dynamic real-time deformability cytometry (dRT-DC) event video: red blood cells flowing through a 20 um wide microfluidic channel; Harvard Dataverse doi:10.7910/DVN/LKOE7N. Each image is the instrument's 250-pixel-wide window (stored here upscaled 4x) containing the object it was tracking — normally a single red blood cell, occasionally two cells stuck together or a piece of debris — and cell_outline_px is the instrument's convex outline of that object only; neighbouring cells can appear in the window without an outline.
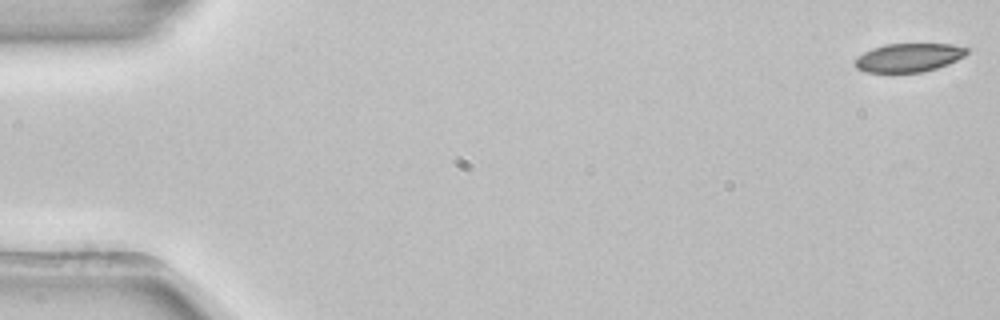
{"species": "common noctule bat (a hibernating species)", "species_latin": "Nyctalus noctula", "temperature_condition": "room temperature", "stored_images_in_passage": 53, "camera_frame_rate_fps": 3000, "um_per_image_px": 0.085, "animal": {"sex": "female", "body_mass_g": 22.7, "forearm_length_mm": 54.2}, "frame": {"image": 1, "passage_image": 1, "time_ms": 0.0, "image_size_px": [1000, 320], "cell_outline_px": [[968, 52], [964, 56], [948, 64], [936, 68], [920, 72], [864, 72], [856, 68], [852, 64], [856, 56], [872, 48], [884, 44], [952, 44], [968, 48]], "centroid_in_image_um": [77.18, 4.89], "position_along_channel_um": 7.8, "area_um2": 18.73}}
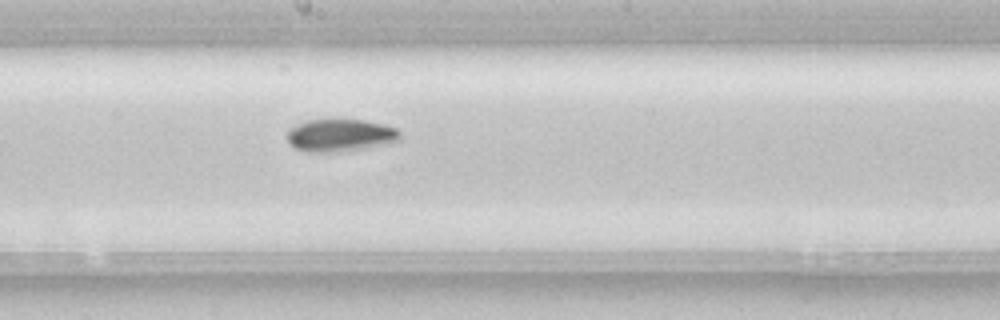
{"frame": {"image": 2, "passage_image": 29, "time_ms": 9.333, "image_size_px": [1000, 320], "cell_outline_px": [[400, 140], [388, 144], [340, 152], [308, 152], [296, 148], [288, 140], [288, 132], [296, 124], [304, 120], [364, 120], [384, 124], [396, 128], [400, 132]], "centroid_in_image_um": [28.96, 11.5], "position_along_channel_um": 219.2, "area_um2": 21.33}}
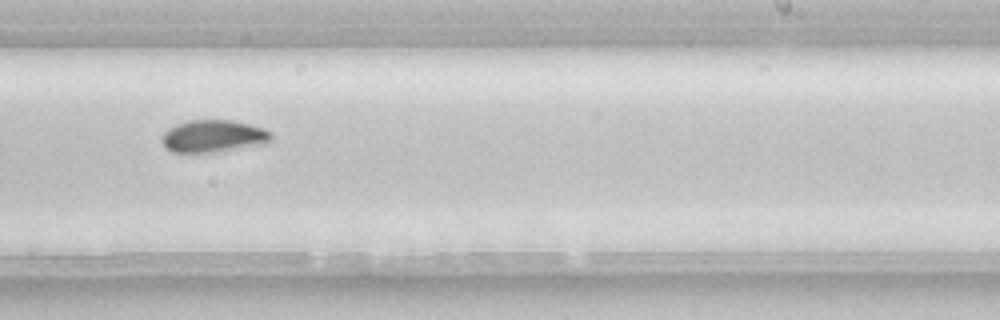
{"frame": {"image": 3, "passage_image": 33, "time_ms": 10.667, "image_size_px": [1000, 320], "cell_outline_px": [[272, 140], [268, 144], [212, 152], [172, 152], [160, 140], [160, 136], [168, 128], [176, 124], [188, 120], [232, 120], [264, 128], [272, 132]], "centroid_in_image_um": [18.16, 11.57], "position_along_channel_um": 270.8, "area_um2": 20.75}, "authors_computed_cell_mechanics": {"area_um2": 20.3456, "velocity_mm_per_s": 3.9039, "shape_relaxation_time_tau1_ms": 4.5718, "shape_relaxation_time_tau2_ms": null, "deformation_change_tau1": 0.1081, "deformation_change_tau2": null}}